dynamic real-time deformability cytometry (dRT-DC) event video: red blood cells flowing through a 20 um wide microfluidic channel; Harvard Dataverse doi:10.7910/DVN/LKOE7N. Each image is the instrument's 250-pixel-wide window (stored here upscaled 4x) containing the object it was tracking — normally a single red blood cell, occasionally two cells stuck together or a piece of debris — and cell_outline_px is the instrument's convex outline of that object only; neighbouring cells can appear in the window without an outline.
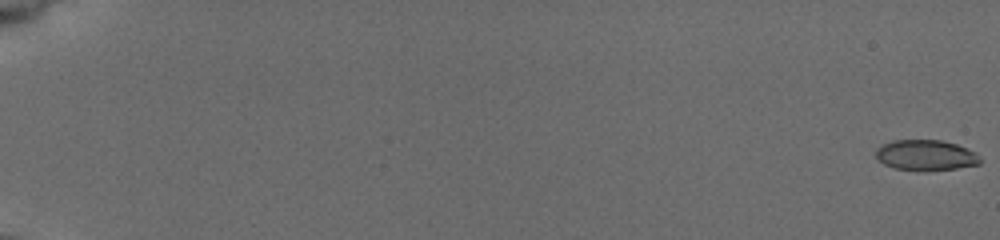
{"species": "common noctule bat (a hibernating species)", "species_latin": "Nyctalus noctula", "temperature_condition": "cold", "stored_images_in_passage": 36, "segment_of_instrument_passage": [1, 2], "camera_frame_rate_fps": 3000, "um_per_image_px": 0.085, "animal": {"sex": "female", "body_mass_g": 19.5, "forearm_length_mm": 54.1}, "frame": {"image": 1, "passage_image": 1, "time_ms": 0.0, "image_size_px": [1000, 240], "cell_outline_px": [[984, 160], [980, 164], [956, 168], [924, 172], [892, 168], [884, 164], [876, 156], [876, 148], [892, 140], [940, 140], [956, 144], [968, 148], [976, 152]], "centroid_in_image_um": [78.73, 13.21], "position_along_channel_um": 6.3, "area_um2": 18.96}}
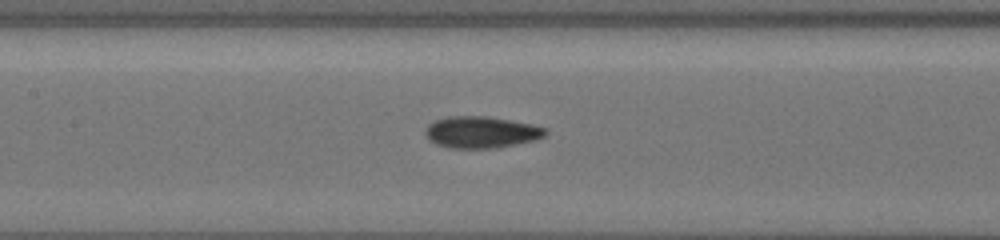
{"frame": {"image": 2, "passage_image": 19, "time_ms": 10.0, "image_size_px": [1000, 240], "cell_outline_px": [[548, 132], [544, 136], [536, 140], [496, 148], [448, 148], [436, 144], [428, 140], [424, 132], [428, 124], [436, 120], [448, 116], [488, 116], [512, 120], [532, 124], [548, 128]], "centroid_in_image_um": [40.92, 11.23], "position_along_channel_um": 166.5, "area_um2": 22.43}}
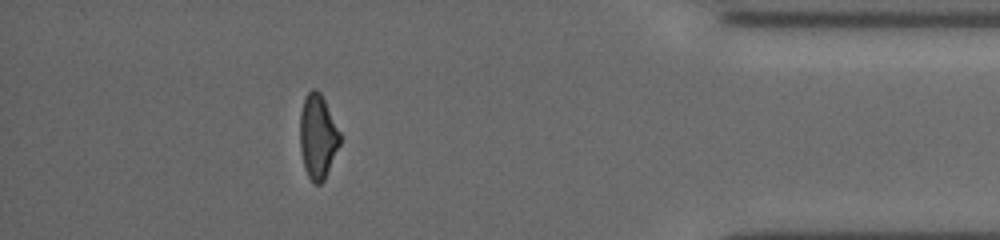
{"frame": {"image": 3, "passage_image": 32, "time_ms": 17.333, "image_size_px": [1000, 240], "cell_outline_px": [[340, 144], [324, 180], [320, 184], [312, 184], [304, 168], [300, 148], [300, 112], [304, 100], [308, 92], [312, 88], [316, 88], [320, 92], [340, 132]], "centroid_in_image_um": [27.0, 11.62], "position_along_channel_um": 408.2, "area_um2": 19.59}}